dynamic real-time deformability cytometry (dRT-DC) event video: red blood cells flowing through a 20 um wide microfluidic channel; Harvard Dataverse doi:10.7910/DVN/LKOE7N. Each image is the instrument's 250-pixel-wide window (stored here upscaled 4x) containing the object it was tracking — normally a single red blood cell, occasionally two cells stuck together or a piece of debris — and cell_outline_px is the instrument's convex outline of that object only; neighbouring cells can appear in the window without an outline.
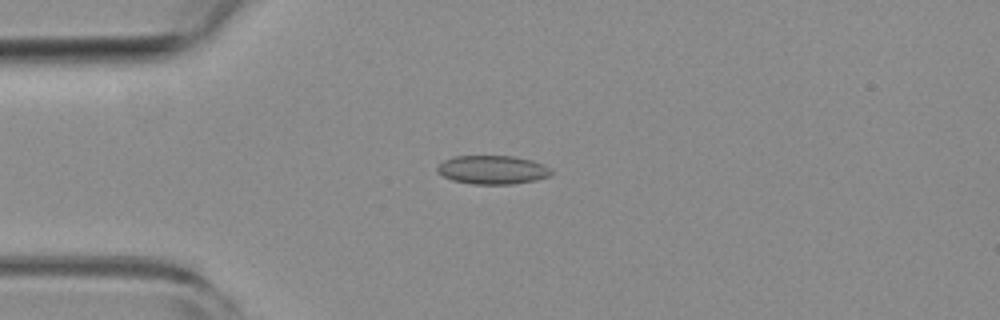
{"species": "common noctule bat (a hibernating species)", "species_latin": "Nyctalus noctula", "temperature_condition": "room temperature", "stored_images_in_passage": 52, "camera_frame_rate_fps": 3000, "um_per_image_px": 0.085, "animal": {"sex": "female", "body_mass_g": 19.3, "forearm_length_mm": 54.1}, "frame": {"image": 1, "passage_image": 12, "time_ms": 3.667, "image_size_px": [1000, 320], "cell_outline_px": [[552, 176], [536, 180], [512, 184], [472, 184], [452, 180], [436, 172], [436, 168], [444, 160], [452, 156], [512, 156], [532, 160], [544, 164], [552, 172]], "centroid_in_image_um": [41.86, 14.43], "position_along_channel_um": 43.1, "area_um2": 19.13}}
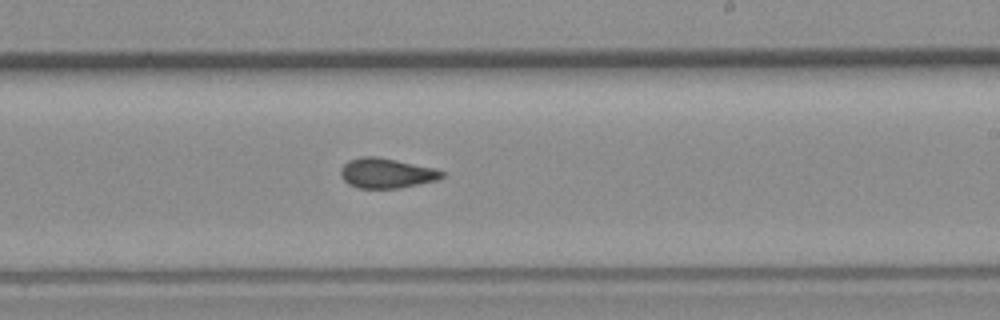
{"frame": {"image": 2, "passage_image": 30, "time_ms": 9.667, "image_size_px": [1000, 320], "cell_outline_px": [[444, 176], [436, 180], [400, 188], [356, 188], [348, 184], [340, 176], [340, 168], [348, 160], [360, 156], [376, 156], [436, 168], [444, 172]], "centroid_in_image_um": [32.81, 14.71], "position_along_channel_um": 256.2, "area_um2": 17.8}}
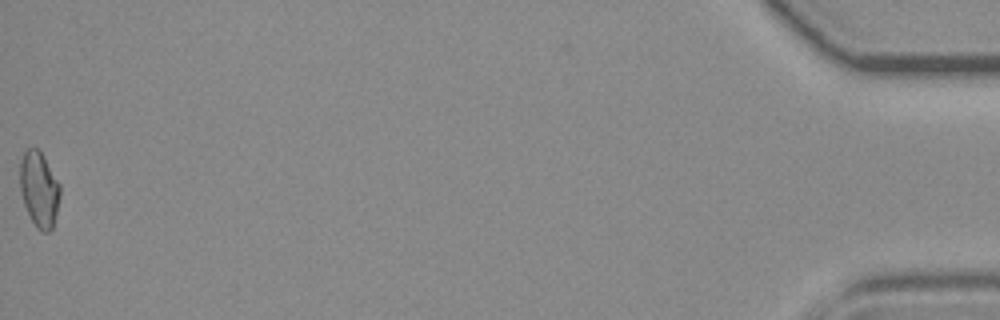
{"frame": {"image": 3, "passage_image": 52, "time_ms": 17.0, "image_size_px": [1000, 320], "cell_outline_px": [[60, 196], [52, 228], [48, 232], [44, 232], [36, 228], [24, 204], [20, 192], [20, 160], [24, 152], [28, 148], [36, 148], [40, 152], [60, 184]], "centroid_in_image_um": [3.31, 16.09], "position_along_channel_um": 431.9, "area_um2": 17.34}, "authors_computed_cell_mechanics": {"area_um2": 17.7735, "velocity_mm_per_s": 3.8699, "shape_relaxation_time_tau1_ms": null, "shape_relaxation_time_tau2_ms": 2.0767, "deformation_change_tau1": null, "deformation_change_tau2": 0.0758}}